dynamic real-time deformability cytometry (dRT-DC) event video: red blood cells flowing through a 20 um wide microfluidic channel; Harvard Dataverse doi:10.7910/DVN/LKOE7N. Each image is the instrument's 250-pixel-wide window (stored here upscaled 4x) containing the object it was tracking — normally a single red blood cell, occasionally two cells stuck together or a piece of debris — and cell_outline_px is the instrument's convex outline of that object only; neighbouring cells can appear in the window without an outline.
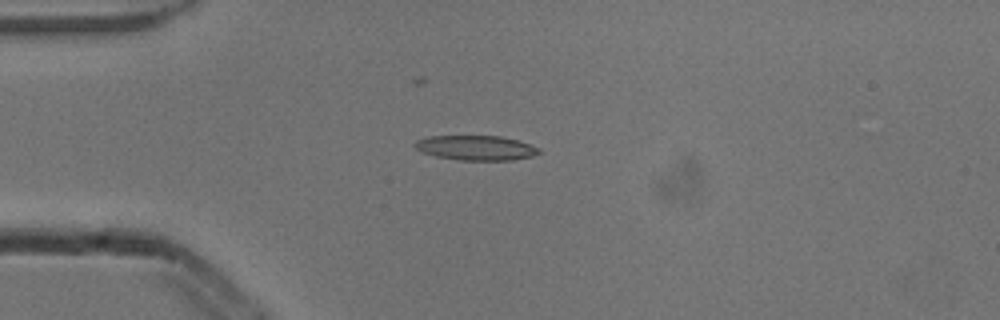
{"species": "common noctule bat (a hibernating species)", "species_latin": "Nyctalus noctula", "temperature_condition": "cold", "stored_images_in_passage": 6, "camera_frame_rate_fps": 3000, "um_per_image_px": 0.085, "animal": {"sex": "male", "body_mass_g": 13.3}, "frame": {"image": 1, "passage_image": 3, "time_ms": 0.667, "image_size_px": [1000, 320], "cell_outline_px": [[540, 152], [532, 156], [512, 160], [460, 160], [436, 156], [424, 152], [416, 148], [412, 144], [416, 140], [428, 136], [500, 136], [516, 140], [540, 148]], "centroid_in_image_um": [40.44, 12.56], "position_along_channel_um": 44.6, "area_um2": 17.74}}
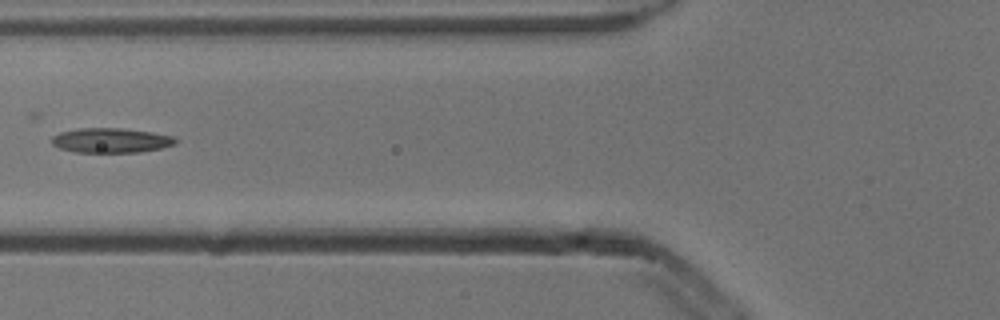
{"frame": {"image": 2, "passage_image": 5, "time_ms": 1.333, "image_size_px": [1000, 320], "cell_outline_px": [[176, 144], [160, 148], [140, 152], [76, 152], [60, 148], [52, 144], [52, 136], [60, 132], [80, 128], [120, 128], [152, 132], [176, 136]], "centroid_in_image_um": [9.45, 11.93], "position_along_channel_um": 116.3, "area_um2": 17.8}}
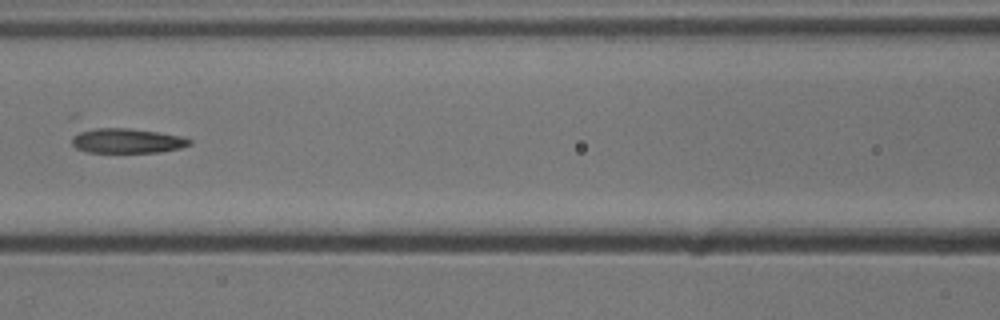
{"frame": {"image": 3, "passage_image": 6, "time_ms": 1.667, "image_size_px": [1000, 320], "cell_outline_px": [[192, 144], [180, 148], [160, 152], [88, 152], [76, 148], [72, 144], [72, 136], [80, 128], [128, 128], [184, 136], [192, 140]], "centroid_in_image_um": [10.75, 11.95], "position_along_channel_um": 155.8, "area_um2": 17.22}}